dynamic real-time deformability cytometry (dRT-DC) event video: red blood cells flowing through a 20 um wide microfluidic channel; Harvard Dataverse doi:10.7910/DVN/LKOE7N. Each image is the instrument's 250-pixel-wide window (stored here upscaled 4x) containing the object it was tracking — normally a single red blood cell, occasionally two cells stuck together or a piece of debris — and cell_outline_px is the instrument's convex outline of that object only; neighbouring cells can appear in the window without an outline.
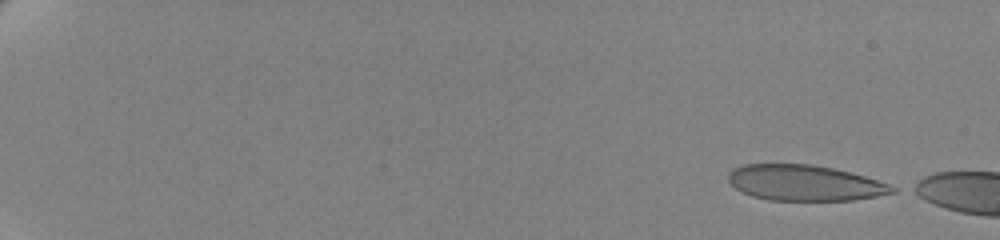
{"species": "human", "species_latin": "Homo sapiens", "temperature_condition": "cold", "stored_images_in_passage": 15, "camera_frame_rate_fps": 3000, "um_per_image_px": 0.085, "donor": {"sex": "female"}, "frame": {"image": 1, "passage_image": 1, "time_ms": 0.0, "image_size_px": [1000, 240], "cell_outline_px": [[896, 192], [876, 196], [852, 200], [768, 200], [752, 196], [736, 188], [728, 180], [728, 172], [732, 168], [744, 164], [812, 164], [852, 172], [888, 184], [896, 188]], "centroid_in_image_um": [68.37, 15.54], "position_along_channel_um": 16.6, "area_um2": 33.99}}